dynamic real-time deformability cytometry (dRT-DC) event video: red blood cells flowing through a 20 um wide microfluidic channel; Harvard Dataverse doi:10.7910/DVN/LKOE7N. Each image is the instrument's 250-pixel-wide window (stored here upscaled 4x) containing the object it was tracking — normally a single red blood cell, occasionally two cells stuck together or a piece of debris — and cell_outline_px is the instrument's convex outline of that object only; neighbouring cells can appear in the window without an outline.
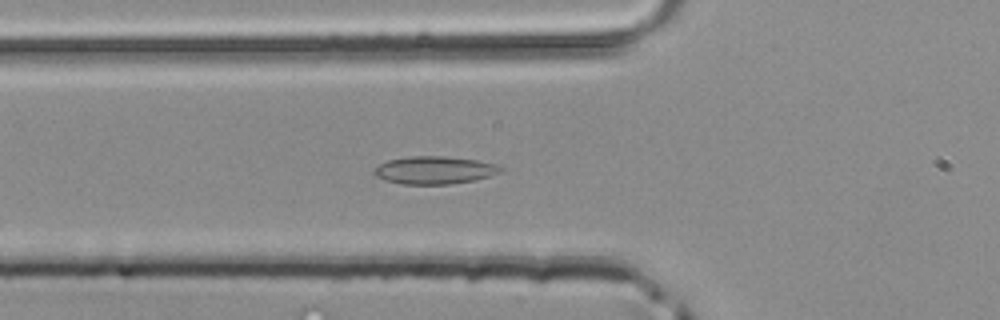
{"species": "common noctule bat (a hibernating species)", "species_latin": "Nyctalus noctula", "temperature_condition": "room temperature", "stored_images_in_passage": 47, "segment_of_instrument_passage": [1, 2], "camera_frame_rate_fps": 3000, "um_per_image_px": 0.085, "animal": {"sex": "male", "body_mass_g": 20.4}, "frame": {"image": 1, "passage_image": 16, "time_ms": 5.0, "image_size_px": [1000, 320], "cell_outline_px": [[504, 168], [500, 172], [476, 180], [448, 184], [400, 184], [376, 176], [372, 172], [380, 164], [388, 160], [408, 156], [444, 156], [476, 160], [496, 164]], "centroid_in_image_um": [36.94, 14.46], "position_along_channel_um": 88.9, "area_um2": 20.29}}
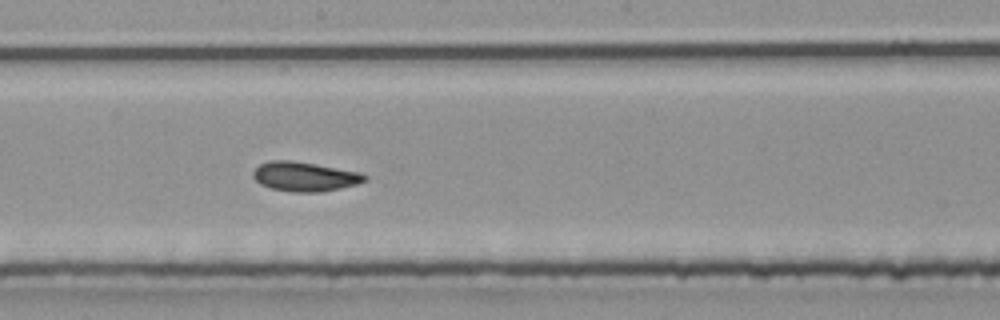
{"frame": {"image": 2, "passage_image": 25, "time_ms": 8.0, "image_size_px": [1000, 320], "cell_outline_px": [[368, 180], [356, 184], [340, 188], [320, 192], [292, 192], [272, 188], [260, 184], [252, 176], [252, 172], [260, 164], [268, 160], [292, 160], [316, 164], [360, 172], [368, 176]], "centroid_in_image_um": [25.9, 15.0], "position_along_channel_um": 222.3, "area_um2": 19.19}}
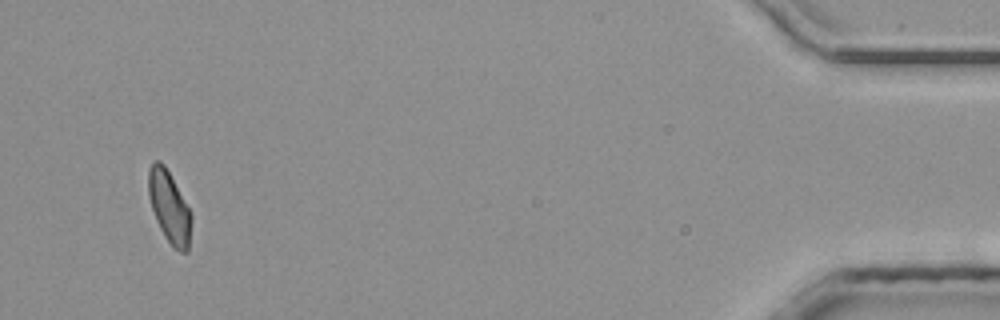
{"frame": {"image": 3, "passage_image": 44, "time_ms": 14.333, "image_size_px": [1000, 320], "cell_outline_px": [[192, 220], [188, 252], [180, 252], [172, 248], [164, 236], [156, 220], [148, 196], [148, 168], [152, 160], [160, 160], [164, 164], [192, 212]], "centroid_in_image_um": [14.39, 17.6], "position_along_channel_um": 420.8, "area_um2": 18.32}}